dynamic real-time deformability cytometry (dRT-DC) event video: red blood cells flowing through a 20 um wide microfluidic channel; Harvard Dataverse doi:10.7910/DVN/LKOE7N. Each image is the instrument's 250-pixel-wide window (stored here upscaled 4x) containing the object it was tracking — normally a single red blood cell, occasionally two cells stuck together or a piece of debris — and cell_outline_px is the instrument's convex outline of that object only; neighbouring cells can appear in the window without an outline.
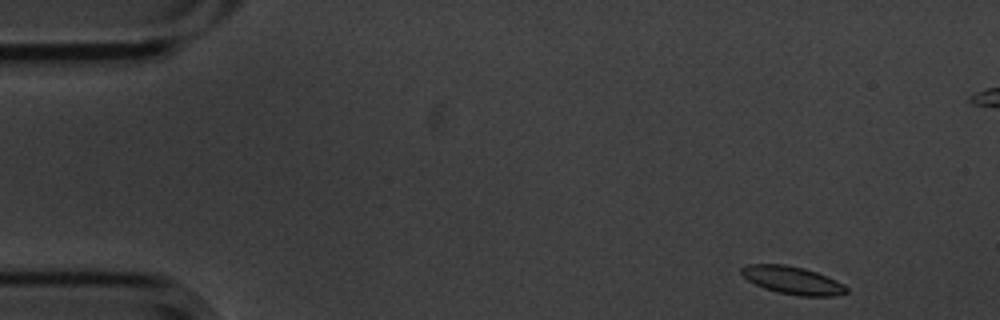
{"species": "common noctule bat (a hibernating species)", "species_latin": "Nyctalus noctula", "temperature_condition": "cold", "stored_images_in_passage": 5, "camera_frame_rate_fps": 3000, "um_per_image_px": 0.085, "animal": {"sex": "male", "body_mass_g": 20.1, "forearm_length_mm": 53.5}, "frame": {"image": 1, "passage_image": 1, "time_ms": 0.0, "image_size_px": [1000, 320], "cell_outline_px": [[848, 292], [836, 296], [800, 296], [776, 292], [764, 288], [748, 280], [740, 272], [740, 268], [748, 264], [784, 264], [804, 268], [816, 272], [836, 280], [844, 284], [848, 288]], "centroid_in_image_um": [67.38, 23.83], "position_along_channel_um": 17.6, "area_um2": 17.05}}